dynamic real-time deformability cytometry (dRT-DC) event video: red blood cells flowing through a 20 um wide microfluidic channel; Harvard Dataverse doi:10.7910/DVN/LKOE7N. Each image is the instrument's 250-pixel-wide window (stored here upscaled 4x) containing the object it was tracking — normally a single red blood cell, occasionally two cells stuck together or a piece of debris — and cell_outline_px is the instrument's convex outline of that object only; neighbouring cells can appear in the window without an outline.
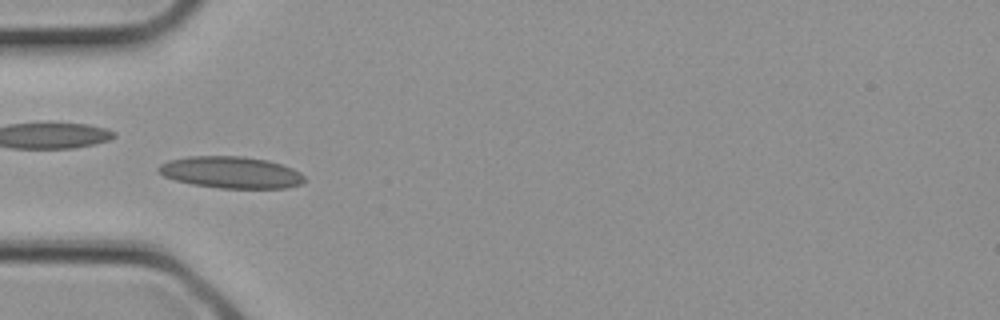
{"species": "common noctule bat (a hibernating species)", "species_latin": "Nyctalus noctula", "temperature_condition": "cold", "stored_images_in_passage": 3, "camera_frame_rate_fps": 3000, "um_per_image_px": 0.085, "animal": {"sex": "female", "body_mass_g": 21.9}, "frame": {"image": 1, "passage_image": 3, "time_ms": 0.667, "image_size_px": [1000, 320], "cell_outline_px": [[304, 180], [300, 184], [284, 188], [220, 188], [192, 184], [176, 180], [164, 176], [156, 168], [160, 164], [168, 160], [188, 156], [244, 156], [268, 160], [292, 168], [300, 172], [304, 176]], "centroid_in_image_um": [19.61, 14.64], "position_along_channel_um": 65.4, "area_um2": 26.93}}